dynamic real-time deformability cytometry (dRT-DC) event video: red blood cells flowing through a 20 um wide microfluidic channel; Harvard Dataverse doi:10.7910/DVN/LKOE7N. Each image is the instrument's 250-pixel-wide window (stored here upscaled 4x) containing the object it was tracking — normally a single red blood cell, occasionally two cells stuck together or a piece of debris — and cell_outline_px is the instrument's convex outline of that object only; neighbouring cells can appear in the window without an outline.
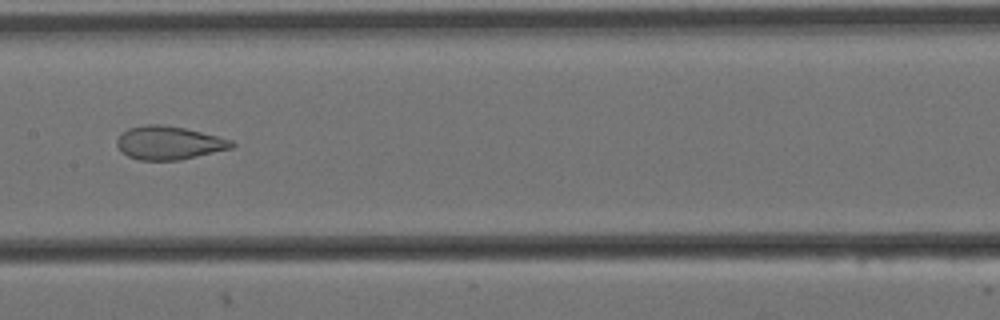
{"species": "Egyptian fruit bat (a non-hibernating species)", "species_latin": "Rousettus aegyptiacus", "temperature_condition": "cold", "stored_images_in_passage": 11, "camera_frame_rate_fps": 3000, "um_per_image_px": 0.085, "animal": {"sex": "female"}, "frame": {"image": 1, "passage_image": 8, "time_ms": 2.333, "image_size_px": [1000, 320], "cell_outline_px": [[236, 144], [232, 148], [180, 160], [140, 160], [128, 156], [120, 152], [116, 144], [116, 140], [120, 132], [128, 128], [148, 124], [164, 124], [184, 128], [232, 140]], "centroid_in_image_um": [14.31, 12.14], "position_along_channel_um": 193.1, "area_um2": 22.43}}
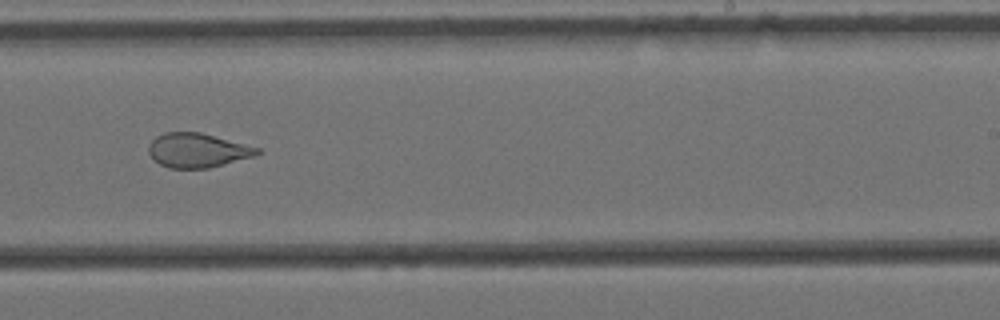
{"frame": {"image": 2, "passage_image": 10, "time_ms": 3.0, "image_size_px": [1000, 320], "cell_outline_px": [[260, 152], [256, 156], [208, 168], [168, 168], [160, 164], [148, 152], [148, 144], [156, 136], [164, 132], [200, 132], [260, 148]], "centroid_in_image_um": [16.78, 12.77], "position_along_channel_um": 272.2, "area_um2": 21.62}}